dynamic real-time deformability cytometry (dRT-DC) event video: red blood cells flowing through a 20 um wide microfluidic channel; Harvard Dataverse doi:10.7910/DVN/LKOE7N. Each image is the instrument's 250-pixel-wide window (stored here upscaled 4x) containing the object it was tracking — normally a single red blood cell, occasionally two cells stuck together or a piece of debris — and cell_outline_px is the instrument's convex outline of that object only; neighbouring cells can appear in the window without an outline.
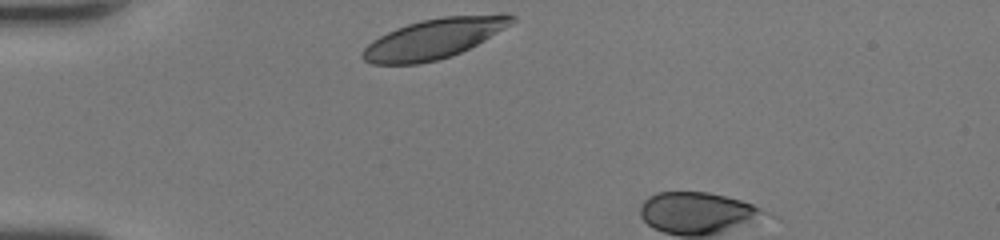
{"species": "human", "species_latin": "Homo sapiens", "temperature_condition": "room temperature", "stored_images_in_passage": 3, "camera_frame_rate_fps": 3000, "um_per_image_px": 0.085, "donor": {"sex": "female"}, "frame": {"image": 1, "passage_image": 1, "time_ms": 0.0, "image_size_px": [1000, 240], "cell_outline_px": [[516, 20], [512, 24], [484, 40], [452, 56], [420, 64], [372, 64], [364, 60], [360, 56], [360, 52], [372, 40], [396, 28], [420, 20], [444, 16], [508, 12], [516, 16]], "centroid_in_image_um": [36.92, 3.26], "position_along_channel_um": 48.1, "area_um2": 35.08}}